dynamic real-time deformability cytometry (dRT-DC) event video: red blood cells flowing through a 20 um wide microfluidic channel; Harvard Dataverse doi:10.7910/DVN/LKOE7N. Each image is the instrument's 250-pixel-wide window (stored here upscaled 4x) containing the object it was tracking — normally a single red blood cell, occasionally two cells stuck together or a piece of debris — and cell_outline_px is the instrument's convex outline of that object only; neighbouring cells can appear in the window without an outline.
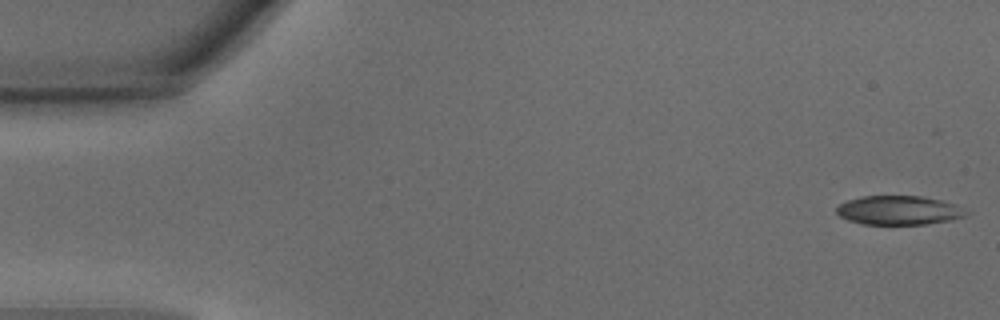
{"species": "common noctule bat (a hibernating species)", "species_latin": "Nyctalus noctula", "temperature_condition": "warm", "stored_images_in_passage": 46, "camera_frame_rate_fps": 3000, "um_per_image_px": 0.085, "animal": {"sex": "male", "body_mass_g": 15.6}, "frame": {"image": 1, "passage_image": 1, "time_ms": 0.0, "image_size_px": [1000, 320], "cell_outline_px": [[972, 212], [964, 216], [952, 220], [928, 224], [864, 224], [848, 220], [840, 216], [836, 212], [836, 208], [840, 204], [848, 200], [860, 196], [924, 196], [956, 204]], "centroid_in_image_um": [76.45, 17.87], "position_along_channel_um": 8.5, "area_um2": 22.08}}
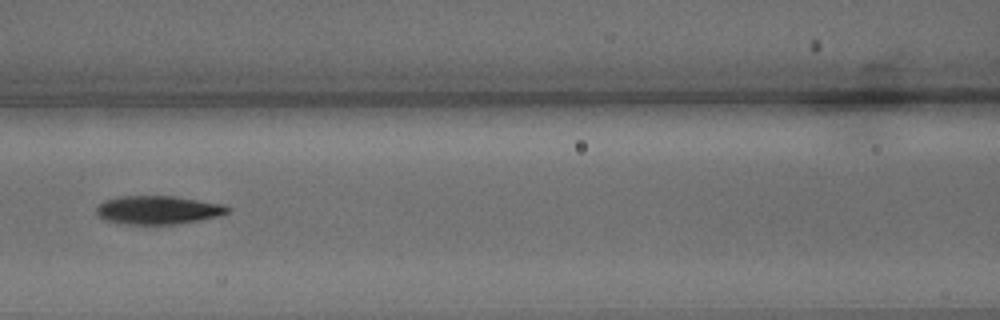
{"frame": {"image": 2, "passage_image": 20, "time_ms": 6.333, "image_size_px": [1000, 320], "cell_outline_px": [[232, 208], [228, 212], [220, 216], [200, 220], [172, 224], [124, 224], [104, 220], [96, 216], [96, 208], [104, 200], [120, 196], [172, 196], [224, 204]], "centroid_in_image_um": [13.42, 17.85], "position_along_channel_um": 153.2, "area_um2": 21.85}}
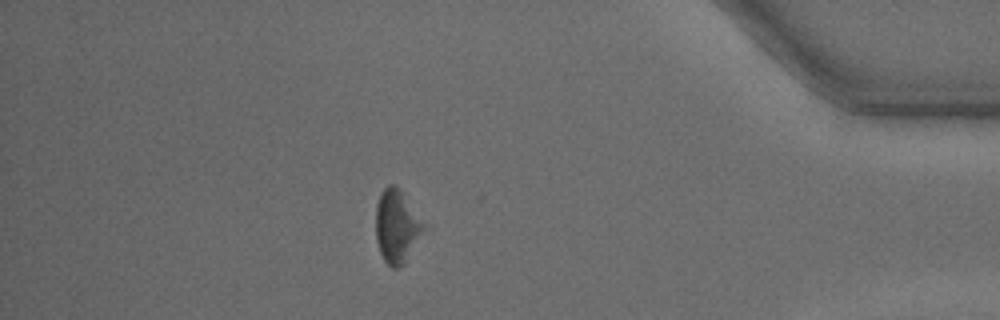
{"frame": {"image": 3, "passage_image": 40, "time_ms": 13.0, "image_size_px": [1000, 320], "cell_outline_px": [[432, 228], [404, 264], [400, 268], [392, 268], [384, 260], [380, 252], [376, 240], [376, 204], [380, 192], [388, 184], [396, 184], [400, 188]], "centroid_in_image_um": [33.85, 19.23], "position_along_channel_um": 401.3, "area_um2": 22.02}, "authors_computed_cell_mechanics": {"area_um2": 22.0218, "velocity_mm_per_s": 4.3379, "shape_relaxation_time_tau1_ms": 1.6776, "shape_relaxation_time_tau2_ms": 6.3112, "deformation_change_tau1": 0.0976, "deformation_change_tau2": 0.2004}}